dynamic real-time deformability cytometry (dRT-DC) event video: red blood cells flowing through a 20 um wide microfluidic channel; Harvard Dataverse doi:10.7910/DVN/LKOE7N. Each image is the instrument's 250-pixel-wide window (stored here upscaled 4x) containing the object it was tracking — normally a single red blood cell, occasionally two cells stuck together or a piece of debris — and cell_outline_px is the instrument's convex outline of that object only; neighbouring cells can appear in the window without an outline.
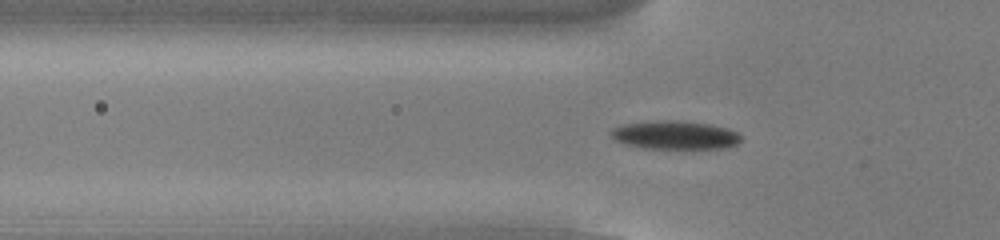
{"species": "common noctule bat (a hibernating species)", "species_latin": "Nyctalus noctula", "temperature_condition": "cold", "stored_images_in_passage": 54, "camera_frame_rate_fps": 3000, "um_per_image_px": 0.085, "animal": {"sex": "male", "body_mass_g": 13.0, "forearm_length_mm": 53.1}, "frame": {"image": 1, "passage_image": 18, "time_ms": 5.667, "image_size_px": [1000, 240], "cell_outline_px": [[740, 140], [736, 144], [728, 148], [692, 152], [644, 148], [624, 144], [616, 140], [608, 132], [612, 128], [624, 124], [656, 120], [680, 120], [712, 124], [728, 128], [736, 132], [740, 136]], "centroid_in_image_um": [57.42, 11.53], "position_along_channel_um": 68.4, "area_um2": 22.89}}
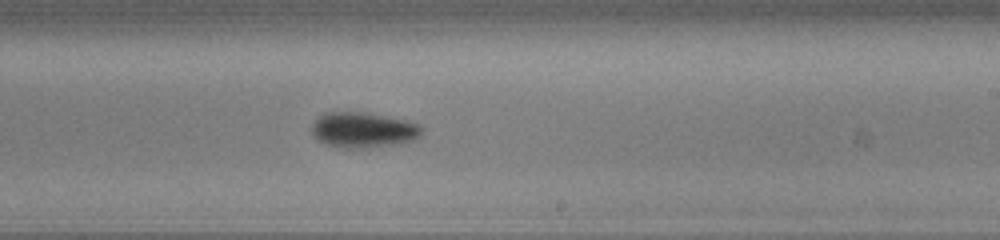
{"frame": {"image": 2, "passage_image": 33, "time_ms": 10.667, "image_size_px": [1000, 240], "cell_outline_px": [[424, 132], [420, 136], [412, 140], [400, 144], [368, 148], [336, 148], [324, 144], [316, 140], [312, 132], [312, 124], [324, 112], [368, 112], [404, 120], [420, 124], [424, 128]], "centroid_in_image_um": [30.88, 11.06], "position_along_channel_um": 258.1, "area_um2": 23.18}}
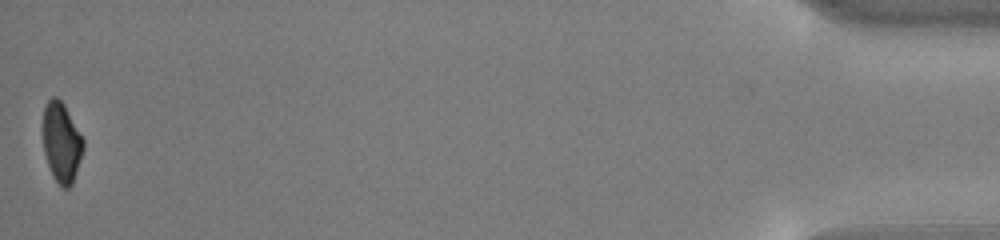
{"frame": {"image": 3, "passage_image": 54, "time_ms": 17.667, "image_size_px": [1000, 240], "cell_outline_px": [[84, 148], [72, 184], [68, 188], [60, 188], [52, 176], [44, 152], [44, 108], [48, 100], [52, 96], [56, 96], [64, 104], [84, 140]], "centroid_in_image_um": [5.24, 12.13], "position_along_channel_um": 430.0, "area_um2": 18.61}, "authors_computed_cell_mechanics": {"area_um2": 20.6057, "velocity_mm_per_s": 3.817, "shape_relaxation_time_tau1_ms": 2.1939, "shape_relaxation_time_tau2_ms": null, "deformation_change_tau1": 0.1113, "deformation_change_tau2": null}}